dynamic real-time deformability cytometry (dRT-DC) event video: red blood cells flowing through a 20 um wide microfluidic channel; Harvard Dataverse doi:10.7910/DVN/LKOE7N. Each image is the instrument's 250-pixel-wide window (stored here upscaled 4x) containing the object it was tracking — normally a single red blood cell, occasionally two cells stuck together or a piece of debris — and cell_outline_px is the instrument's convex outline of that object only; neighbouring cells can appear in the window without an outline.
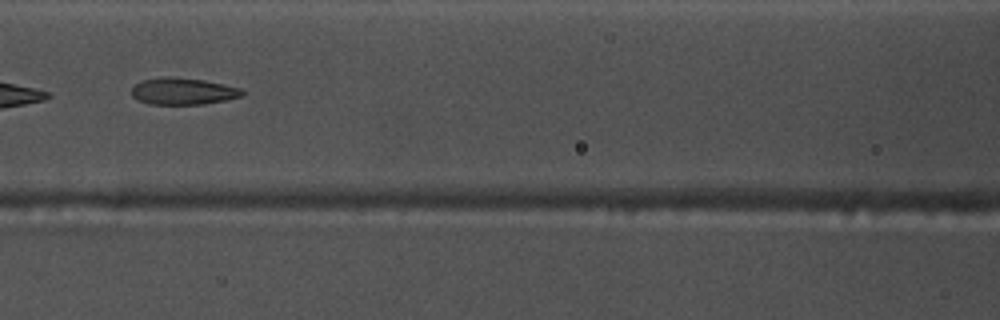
{"species": "common noctule bat (a hibernating species)", "species_latin": "Nyctalus noctula", "temperature_condition": "warm", "stored_images_in_passage": 28, "camera_frame_rate_fps": 3000, "um_per_image_px": 0.085, "animal": {"sex": "male", "body_mass_g": 17.5, "forearm_length_mm": 52.3}, "frame": {"image": 1, "passage_image": 22, "time_ms": 7.0, "image_size_px": [1000, 320], "cell_outline_px": [[244, 96], [228, 100], [204, 104], [148, 104], [136, 100], [132, 96], [132, 88], [136, 84], [144, 80], [160, 76], [168, 76], [204, 80], [240, 88], [244, 92]], "centroid_in_image_um": [15.56, 7.76], "position_along_channel_um": 151.0, "area_um2": 17.4}}